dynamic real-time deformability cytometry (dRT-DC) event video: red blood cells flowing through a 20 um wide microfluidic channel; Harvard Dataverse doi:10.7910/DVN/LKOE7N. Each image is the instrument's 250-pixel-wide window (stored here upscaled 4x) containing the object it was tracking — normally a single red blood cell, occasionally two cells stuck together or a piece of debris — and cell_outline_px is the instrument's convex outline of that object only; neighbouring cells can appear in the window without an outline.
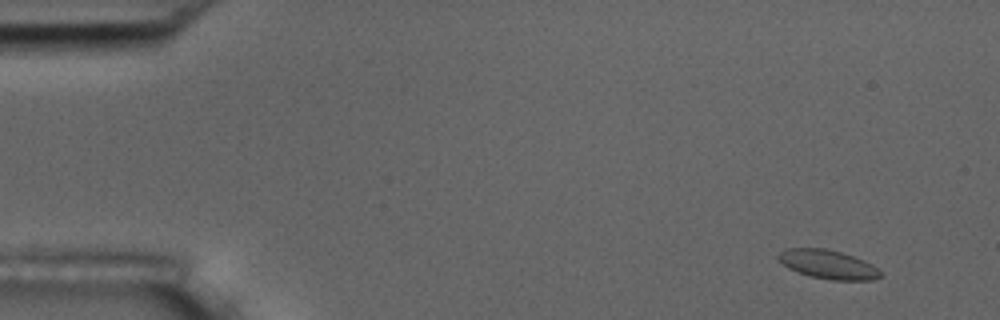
{"species": "common noctule bat (a hibernating species)", "species_latin": "Nyctalus noctula", "temperature_condition": "room temperature", "stored_images_in_passage": 24, "camera_frame_rate_fps": 3000, "um_per_image_px": 0.085, "animal": {"sex": "male", "body_mass_g": 17.5, "forearm_length_mm": 52.3}, "frame": {"image": 1, "passage_image": 1, "time_ms": 0.0, "image_size_px": [1000, 320], "cell_outline_px": [[880, 276], [872, 280], [832, 280], [812, 276], [788, 268], [776, 256], [780, 252], [788, 248], [824, 248], [840, 252], [864, 260], [872, 264], [880, 272]], "centroid_in_image_um": [70.38, 22.47], "position_along_channel_um": 14.6, "area_um2": 16.82}}
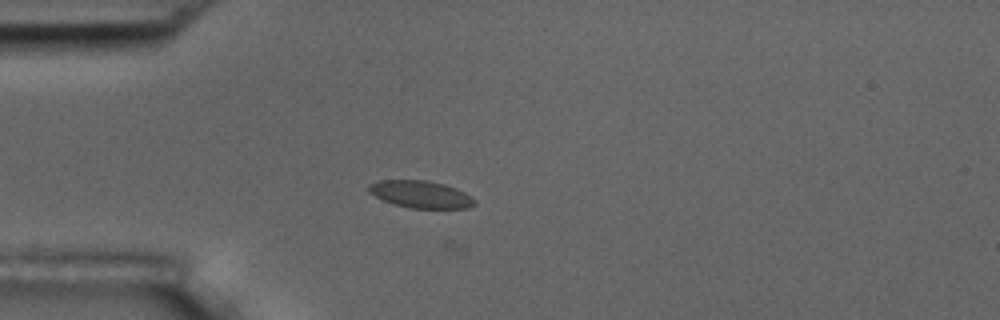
{"frame": {"image": 2, "passage_image": 12, "time_ms": 3.667, "image_size_px": [1000, 320], "cell_outline_px": [[476, 204], [468, 208], [408, 208], [384, 200], [368, 192], [368, 184], [380, 180], [424, 180], [444, 184], [456, 188], [472, 196], [476, 200]], "centroid_in_image_um": [35.78, 16.51], "position_along_channel_um": 49.2, "area_um2": 16.76}}
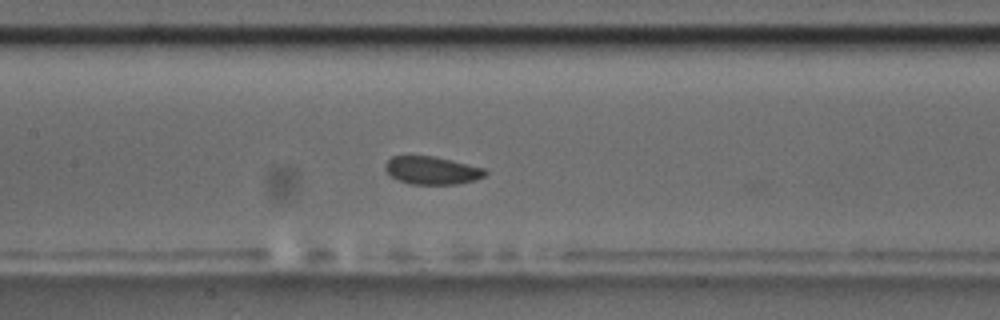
{"frame": {"image": 3, "passage_image": 23, "time_ms": 7.333, "image_size_px": [1000, 320], "cell_outline_px": [[488, 172], [484, 176], [476, 180], [456, 184], [408, 184], [392, 176], [384, 168], [384, 164], [392, 156], [432, 156], [452, 160], [484, 168]], "centroid_in_image_um": [36.73, 14.48], "position_along_channel_um": 170.7, "area_um2": 16.18}}